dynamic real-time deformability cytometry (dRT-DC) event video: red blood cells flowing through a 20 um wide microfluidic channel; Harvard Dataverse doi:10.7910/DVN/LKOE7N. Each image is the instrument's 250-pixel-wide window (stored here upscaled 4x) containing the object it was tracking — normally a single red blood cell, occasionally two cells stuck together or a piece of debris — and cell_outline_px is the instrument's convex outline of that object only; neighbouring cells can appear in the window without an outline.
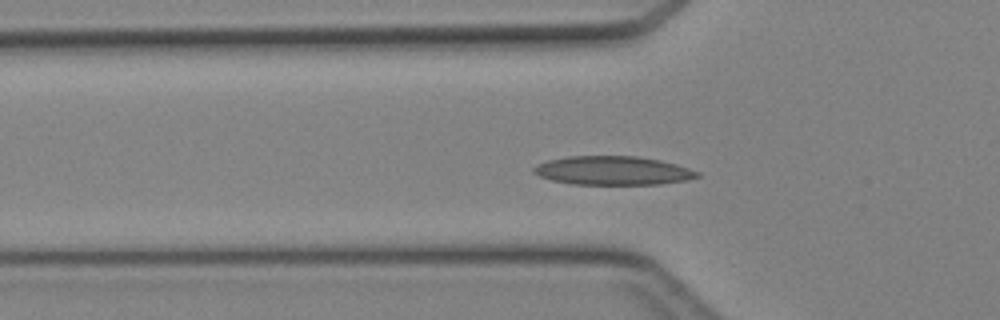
{"species": "Egyptian fruit bat (a non-hibernating species)", "species_latin": "Rousettus aegyptiacus", "temperature_condition": "cold", "stored_images_in_passage": 45, "camera_frame_rate_fps": 3000, "um_per_image_px": 0.085, "animal": {"sex": "female"}, "frame": {"image": 1, "passage_image": 14, "time_ms": 4.333, "image_size_px": [1000, 320], "cell_outline_px": [[700, 176], [684, 180], [660, 184], [572, 184], [552, 180], [540, 176], [532, 172], [532, 168], [536, 164], [548, 160], [568, 156], [636, 156], [660, 160], [676, 164], [700, 172]], "centroid_in_image_um": [52.06, 14.49], "position_along_channel_um": 73.7, "area_um2": 27.34}}
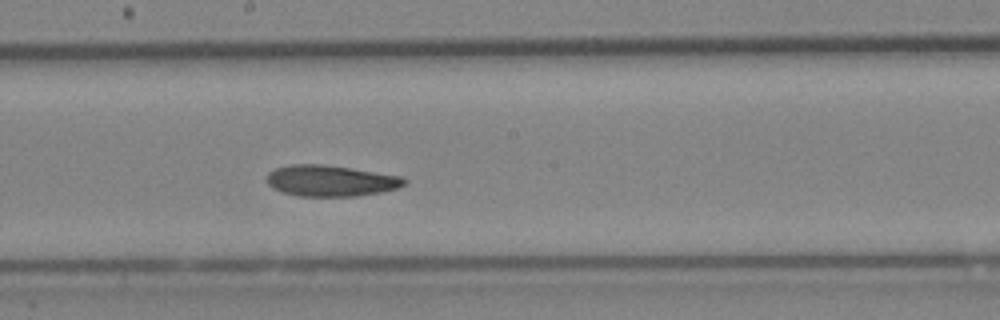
{"frame": {"image": 2, "passage_image": 24, "time_ms": 7.667, "image_size_px": [1000, 320], "cell_outline_px": [[408, 184], [400, 188], [380, 192], [356, 196], [296, 196], [280, 192], [272, 188], [264, 180], [268, 172], [276, 168], [292, 164], [320, 164], [348, 168], [400, 176], [408, 180]], "centroid_in_image_um": [28.07, 15.38], "position_along_channel_um": 220.1, "area_um2": 25.09}}
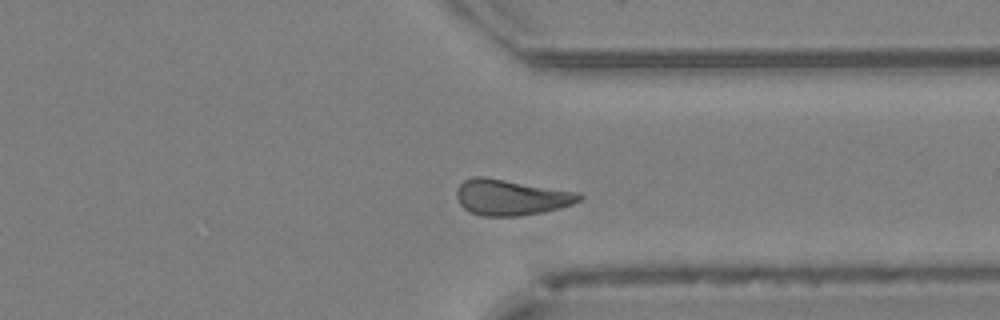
{"frame": {"image": 3, "passage_image": 34, "time_ms": 11.0, "image_size_px": [1000, 320], "cell_outline_px": [[584, 196], [580, 200], [572, 204], [560, 208], [544, 212], [520, 216], [480, 216], [468, 212], [460, 204], [456, 196], [456, 192], [460, 184], [464, 180], [472, 176], [484, 176], [580, 192]], "centroid_in_image_um": [43.44, 16.77], "position_along_channel_um": 368.0, "area_um2": 25.95}}